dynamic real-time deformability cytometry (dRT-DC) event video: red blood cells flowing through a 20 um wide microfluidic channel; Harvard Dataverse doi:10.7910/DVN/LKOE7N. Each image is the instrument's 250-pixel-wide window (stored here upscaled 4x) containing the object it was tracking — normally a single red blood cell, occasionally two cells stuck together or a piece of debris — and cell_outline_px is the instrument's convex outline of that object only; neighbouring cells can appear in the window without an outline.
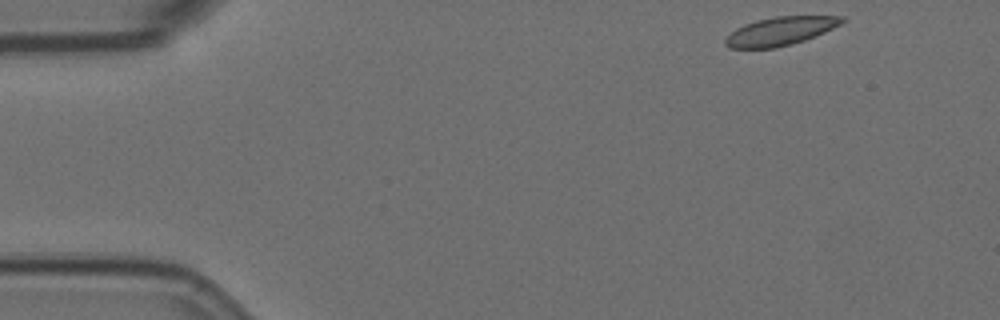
{"species": "Egyptian fruit bat (a non-hibernating species)", "species_latin": "Rousettus aegyptiacus", "temperature_condition": "room temperature", "stored_images_in_passage": 5, "camera_frame_rate_fps": 3000, "um_per_image_px": 0.085, "animal": {"sex": "female"}, "frame": {"image": 1, "passage_image": 1, "time_ms": 0.0, "image_size_px": [1000, 320], "cell_outline_px": [[848, 20], [816, 36], [792, 44], [776, 48], [728, 48], [724, 44], [724, 40], [736, 28], [744, 24], [756, 20], [776, 16], [844, 16]], "centroid_in_image_um": [66.33, 2.64], "position_along_channel_um": 18.7, "area_um2": 19.36}}
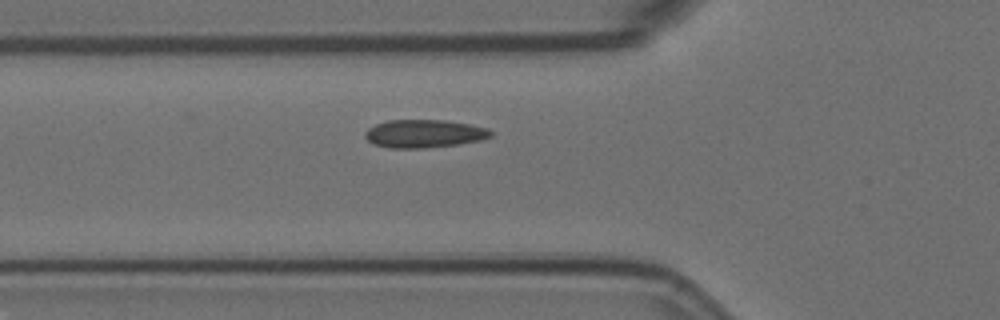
{"frame": {"image": 2, "passage_image": 5, "time_ms": 1.333, "image_size_px": [1000, 320], "cell_outline_px": [[492, 136], [480, 140], [456, 144], [424, 148], [388, 148], [376, 144], [368, 140], [364, 136], [364, 132], [368, 128], [376, 124], [388, 120], [444, 120], [468, 124], [488, 128], [492, 132]], "centroid_in_image_um": [36.03, 11.35], "position_along_channel_um": 89.8, "area_um2": 20.4}}